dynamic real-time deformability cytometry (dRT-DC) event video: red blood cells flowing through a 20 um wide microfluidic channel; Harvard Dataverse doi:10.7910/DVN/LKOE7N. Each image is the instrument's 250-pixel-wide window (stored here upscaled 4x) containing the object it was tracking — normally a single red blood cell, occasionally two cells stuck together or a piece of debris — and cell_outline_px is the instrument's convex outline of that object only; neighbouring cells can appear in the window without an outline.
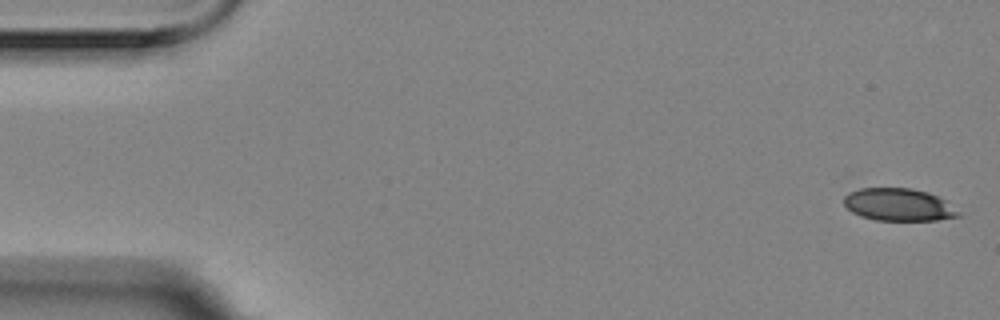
{"species": "Egyptian fruit bat (a non-hibernating species)", "species_latin": "Rousettus aegyptiacus", "temperature_condition": "room temperature", "stored_images_in_passage": 4, "camera_frame_rate_fps": 3000, "um_per_image_px": 0.085, "animal": {"sex": "female"}, "frame": {"image": 1, "passage_image": 1, "time_ms": 0.0, "image_size_px": [1000, 320], "cell_outline_px": [[960, 216], [936, 220], [876, 220], [860, 216], [852, 212], [844, 204], [844, 196], [848, 192], [860, 188], [912, 188], [928, 192], [944, 200], [960, 212]], "centroid_in_image_um": [76.36, 17.39], "position_along_channel_um": 8.6, "area_um2": 21.62}}